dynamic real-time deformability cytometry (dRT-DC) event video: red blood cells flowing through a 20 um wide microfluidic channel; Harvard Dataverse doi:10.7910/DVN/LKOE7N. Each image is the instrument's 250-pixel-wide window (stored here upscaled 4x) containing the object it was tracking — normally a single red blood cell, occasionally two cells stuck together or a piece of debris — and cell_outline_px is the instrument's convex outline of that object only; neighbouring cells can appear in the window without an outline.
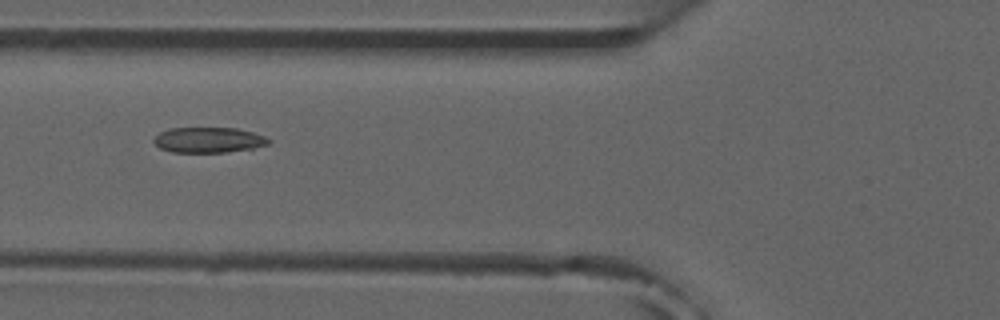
{"species": "common noctule bat (a hibernating species)", "species_latin": "Nyctalus noctula", "temperature_condition": "room temperature", "stored_images_in_passage": 8, "camera_frame_rate_fps": 3000, "um_per_image_px": 0.085, "animal": {"sex": "male", "forearm_length_mm": 52.5}, "frame": {"image": 1, "passage_image": 6, "time_ms": 6.0, "image_size_px": [1000, 320], "cell_outline_px": [[272, 140], [268, 144], [252, 148], [224, 152], [172, 152], [160, 148], [152, 140], [160, 132], [168, 128], [236, 128], [252, 132], [264, 136]], "centroid_in_image_um": [17.71, 11.89], "position_along_channel_um": 108.1, "area_um2": 16.88}}
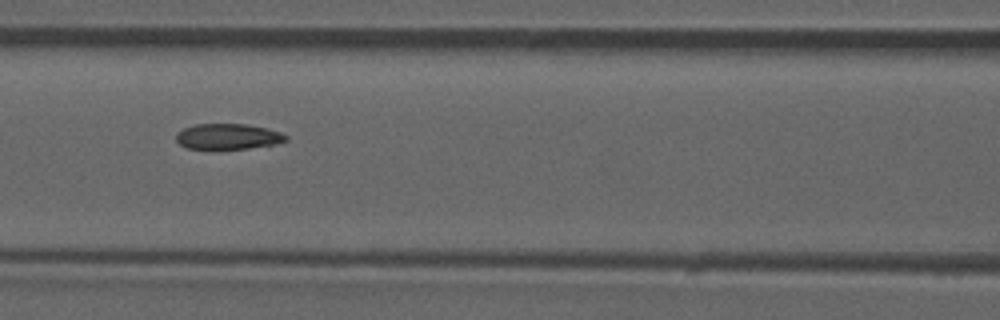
{"frame": {"image": 2, "passage_image": 7, "time_ms": 7.0, "image_size_px": [1000, 320], "cell_outline_px": [[288, 140], [272, 144], [248, 148], [212, 152], [188, 148], [180, 144], [176, 140], [176, 132], [184, 128], [196, 124], [244, 124], [268, 128], [280, 132], [288, 136]], "centroid_in_image_um": [19.32, 11.64], "position_along_channel_um": 147.3, "area_um2": 16.99}}